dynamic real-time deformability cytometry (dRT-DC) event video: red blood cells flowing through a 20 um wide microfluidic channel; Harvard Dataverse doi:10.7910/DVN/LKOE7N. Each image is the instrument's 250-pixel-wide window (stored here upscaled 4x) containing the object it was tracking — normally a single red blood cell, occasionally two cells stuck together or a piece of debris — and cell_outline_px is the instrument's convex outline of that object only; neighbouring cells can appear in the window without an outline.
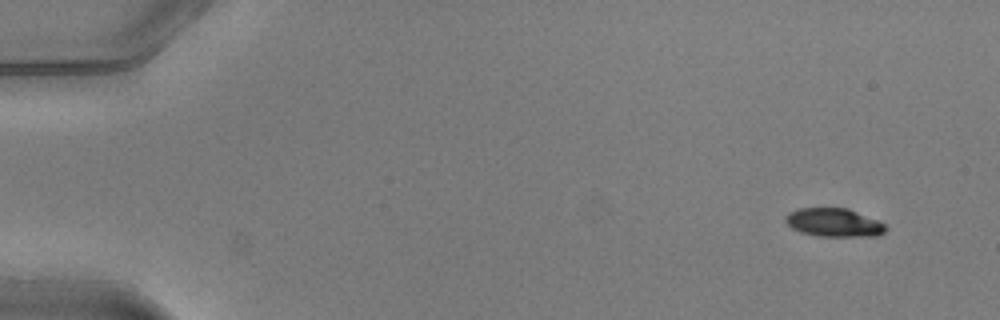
{"species": "common noctule bat (a hibernating species)", "species_latin": "Nyctalus noctula", "temperature_condition": "warm", "stored_images_in_passage": 48, "camera_frame_rate_fps": 3000, "um_per_image_px": 0.085, "animal": {"sex": "male", "body_mass_g": 20.5, "forearm_length_mm": 52.5}, "frame": {"image": 1, "passage_image": 1, "time_ms": 0.0, "image_size_px": [1000, 320], "cell_outline_px": [[888, 228], [880, 236], [816, 236], [800, 232], [792, 228], [784, 220], [784, 216], [788, 212], [796, 208], [848, 208], [876, 220], [884, 224]], "centroid_in_image_um": [70.85, 18.92], "position_along_channel_um": 14.2, "area_um2": 16.7}}
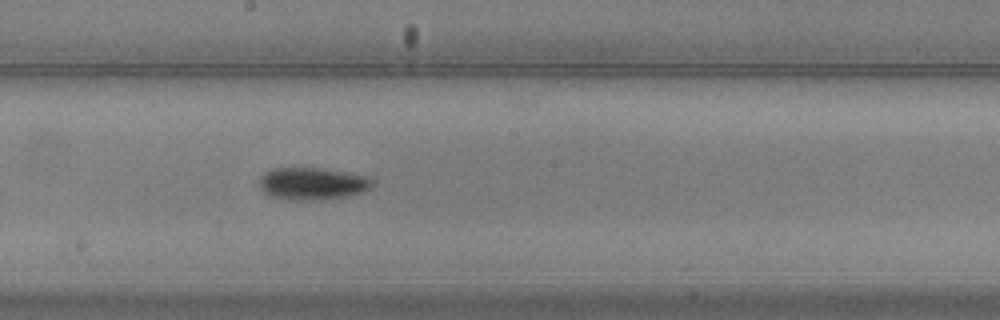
{"frame": {"image": 2, "passage_image": 26, "time_ms": 8.333, "image_size_px": [1000, 320], "cell_outline_px": [[372, 188], [364, 192], [348, 196], [320, 200], [288, 200], [268, 196], [260, 188], [260, 176], [264, 172], [272, 168], [324, 168], [364, 176], [372, 180]], "centroid_in_image_um": [26.52, 15.62], "position_along_channel_um": 221.7, "area_um2": 21.44}}
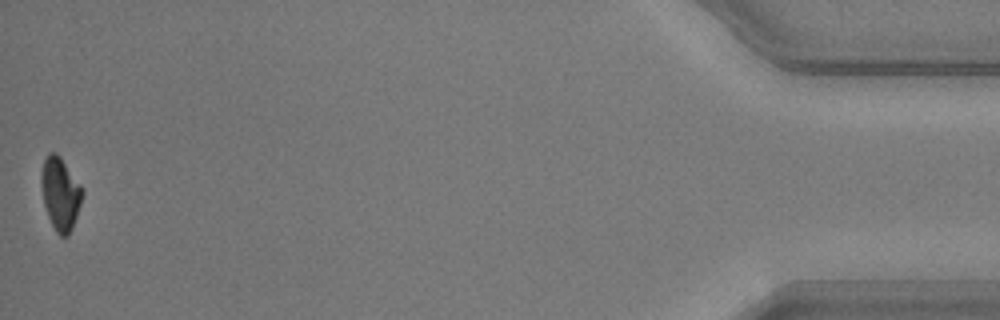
{"frame": {"image": 3, "passage_image": 48, "time_ms": 15.667, "image_size_px": [1000, 320], "cell_outline_px": [[84, 192], [72, 228], [68, 236], [60, 236], [56, 232], [48, 216], [44, 204], [40, 180], [40, 176], [44, 160], [48, 152], [56, 152], [60, 156], [80, 184]], "centroid_in_image_um": [5.12, 16.44], "position_along_channel_um": 430.1, "area_um2": 17.28}, "authors_computed_cell_mechanics": {"area_um2": 18.8139, "velocity_mm_per_s": 4.0493, "shape_relaxation_time_tau1_ms": 1.8753, "shape_relaxation_time_tau2_ms": null, "deformation_change_tau1": 0.1293, "deformation_change_tau2": null}}